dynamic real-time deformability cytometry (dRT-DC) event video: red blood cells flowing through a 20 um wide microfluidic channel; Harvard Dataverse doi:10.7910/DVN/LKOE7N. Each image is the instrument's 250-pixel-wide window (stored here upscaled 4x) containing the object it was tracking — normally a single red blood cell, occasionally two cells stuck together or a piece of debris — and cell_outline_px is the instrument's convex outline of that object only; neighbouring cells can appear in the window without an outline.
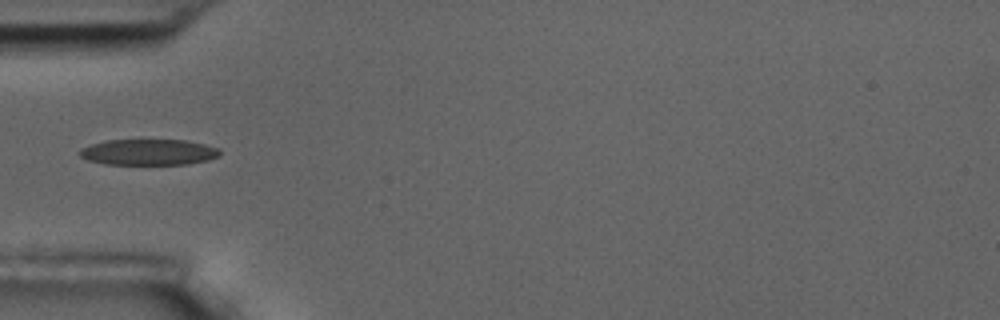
{"species": "common noctule bat (a hibernating species)", "species_latin": "Nyctalus noctula", "temperature_condition": "room temperature", "stored_images_in_passage": 10, "camera_frame_rate_fps": 3000, "um_per_image_px": 0.085, "animal": {"sex": "male", "body_mass_g": 17.5, "forearm_length_mm": 52.3}, "frame": {"image": 1, "passage_image": 5, "time_ms": 4.667, "image_size_px": [1000, 320], "cell_outline_px": [[220, 156], [208, 160], [188, 164], [104, 164], [88, 160], [80, 156], [80, 148], [104, 140], [184, 140], [204, 144], [220, 148]], "centroid_in_image_um": [12.64, 12.93], "position_along_channel_um": 72.4, "area_um2": 21.21}}
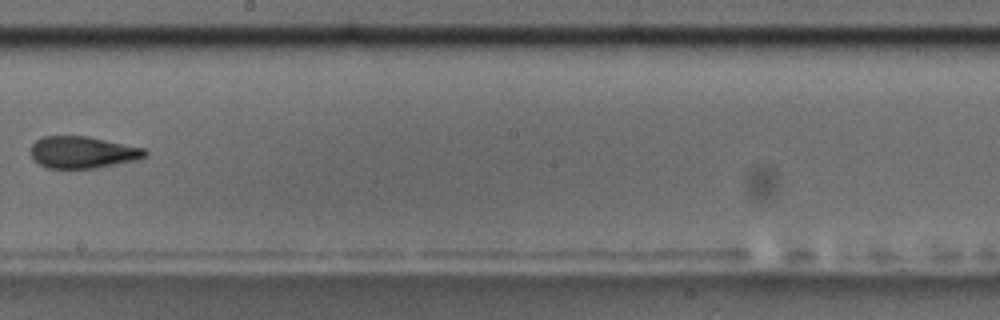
{"frame": {"image": 2, "passage_image": 9, "time_ms": 9.333, "image_size_px": [1000, 320], "cell_outline_px": [[148, 152], [144, 156], [136, 160], [96, 168], [48, 168], [40, 164], [32, 156], [32, 144], [36, 140], [44, 136], [88, 136], [144, 148]], "centroid_in_image_um": [7.04, 12.94], "position_along_channel_um": 241.2, "area_um2": 20.98}}
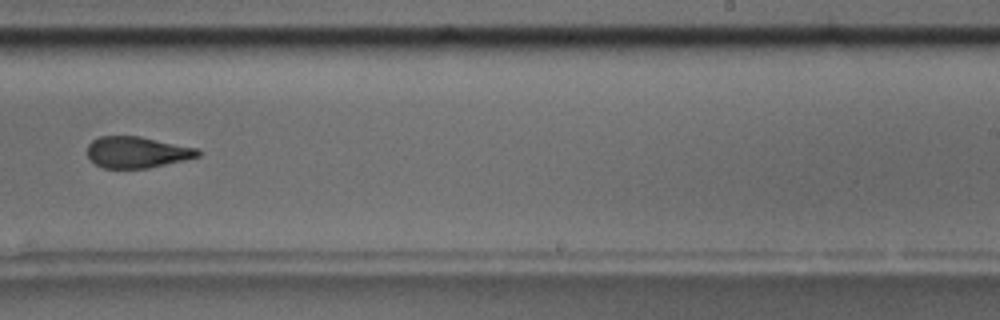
{"frame": {"image": 3, "passage_image": 10, "time_ms": 10.333, "image_size_px": [1000, 320], "cell_outline_px": [[200, 156], [184, 160], [148, 168], [104, 168], [96, 164], [88, 156], [88, 144], [92, 140], [100, 136], [140, 136], [196, 148], [200, 152]], "centroid_in_image_um": [11.63, 12.93], "position_along_channel_um": 277.4, "area_um2": 20.0}}